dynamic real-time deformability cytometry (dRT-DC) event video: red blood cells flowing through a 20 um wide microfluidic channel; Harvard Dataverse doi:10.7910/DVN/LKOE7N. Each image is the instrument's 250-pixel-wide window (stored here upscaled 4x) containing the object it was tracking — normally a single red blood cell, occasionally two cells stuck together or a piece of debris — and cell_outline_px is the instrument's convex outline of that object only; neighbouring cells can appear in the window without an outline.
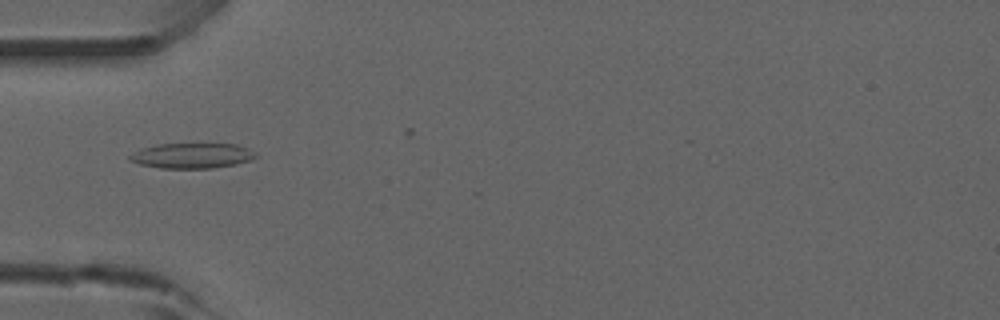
{"species": "common noctule bat (a hibernating species)", "species_latin": "Nyctalus noctula", "temperature_condition": "room temperature", "stored_images_in_passage": 32, "camera_frame_rate_fps": 3000, "um_per_image_px": 0.085, "animal": {"sex": "male", "forearm_length_mm": 52.5}, "frame": {"image": 1, "passage_image": 1, "time_ms": 0.0, "image_size_px": [1000, 320], "cell_outline_px": [[256, 156], [252, 160], [236, 164], [212, 168], [160, 168], [140, 164], [128, 160], [128, 156], [140, 148], [156, 144], [236, 144], [248, 148], [256, 152]], "centroid_in_image_um": [16.31, 13.23], "position_along_channel_um": 68.7, "area_um2": 18.61}}